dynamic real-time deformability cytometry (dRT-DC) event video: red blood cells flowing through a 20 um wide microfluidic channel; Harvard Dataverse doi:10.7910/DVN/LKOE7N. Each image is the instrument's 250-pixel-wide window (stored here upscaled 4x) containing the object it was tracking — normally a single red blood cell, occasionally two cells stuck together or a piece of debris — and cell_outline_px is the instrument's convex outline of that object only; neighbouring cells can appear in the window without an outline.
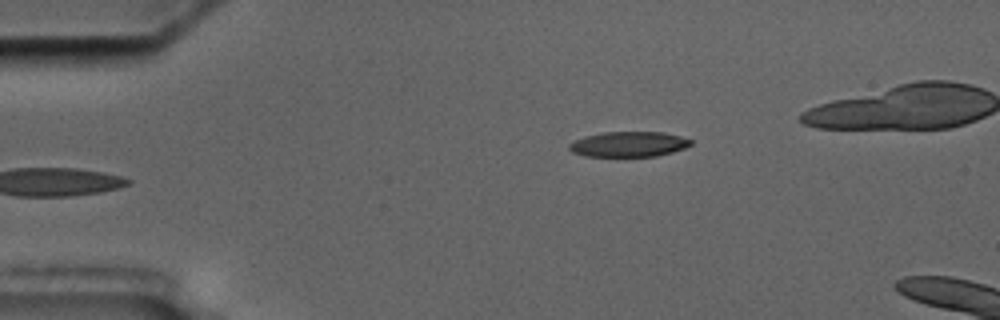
{"species": "common noctule bat (a hibernating species)", "species_latin": "Nyctalus noctula", "temperature_condition": "cold", "stored_images_in_passage": 5, "camera_frame_rate_fps": 3000, "um_per_image_px": 0.085, "animal": {"sex": "male", "body_mass_g": 17.5, "forearm_length_mm": 52.3}, "frame": {"image": 1, "passage_image": 5, "time_ms": 5.333, "image_size_px": [1000, 320], "cell_outline_px": [[692, 144], [684, 148], [672, 152], [656, 156], [584, 156], [572, 152], [568, 148], [568, 144], [584, 136], [604, 132], [664, 132], [680, 136], [692, 140]], "centroid_in_image_um": [53.43, 12.25], "position_along_channel_um": 31.6, "area_um2": 17.86}}